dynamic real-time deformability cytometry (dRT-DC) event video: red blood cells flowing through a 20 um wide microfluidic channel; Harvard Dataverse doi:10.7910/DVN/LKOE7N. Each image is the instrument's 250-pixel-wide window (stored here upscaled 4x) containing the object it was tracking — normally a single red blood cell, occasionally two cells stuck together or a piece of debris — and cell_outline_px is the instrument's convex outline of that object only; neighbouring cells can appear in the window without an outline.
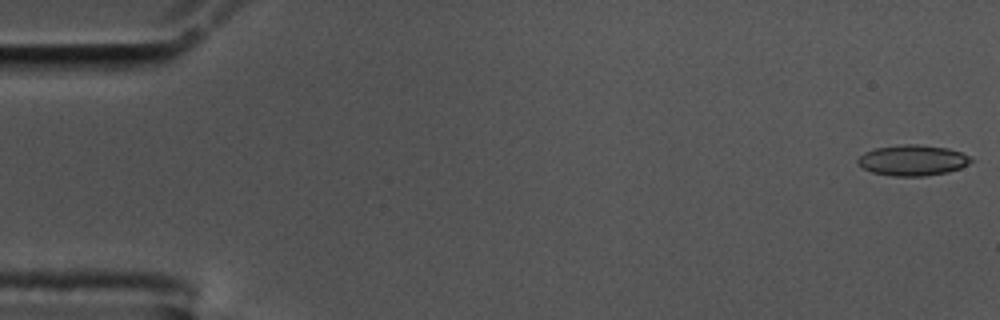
{"species": "common noctule bat (a hibernating species)", "species_latin": "Nyctalus noctula", "temperature_condition": "cold", "stored_images_in_passage": 57, "camera_frame_rate_fps": 3000, "um_per_image_px": 0.085, "animal": {"sex": "male", "body_mass_g": 17.5, "forearm_length_mm": 52.3}, "frame": {"image": 1, "passage_image": 1, "time_ms": 0.0, "image_size_px": [1000, 320], "cell_outline_px": [[972, 160], [968, 164], [960, 168], [948, 172], [924, 176], [892, 176], [872, 172], [864, 168], [856, 160], [864, 152], [876, 148], [900, 144], [916, 144], [948, 148], [960, 152], [968, 156]], "centroid_in_image_um": [77.56, 13.62], "position_along_channel_um": 7.4, "area_um2": 20.11}}
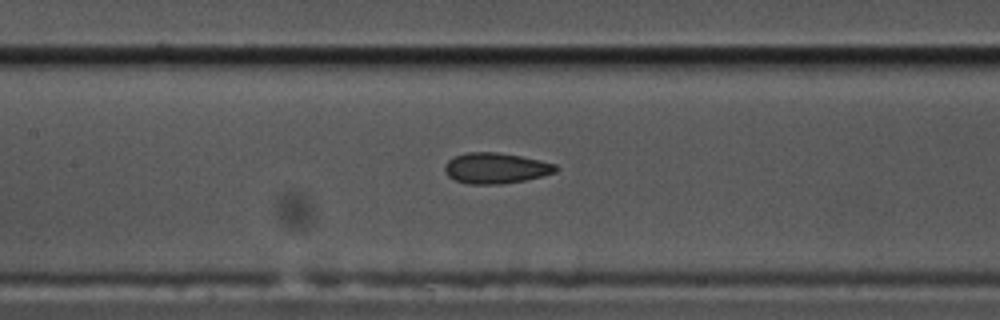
{"frame": {"image": 2, "passage_image": 26, "time_ms": 8.333, "image_size_px": [1000, 320], "cell_outline_px": [[560, 168], [556, 172], [524, 180], [500, 184], [468, 184], [456, 180], [448, 176], [444, 172], [444, 164], [452, 156], [468, 152], [496, 152], [520, 156], [540, 160], [556, 164]], "centroid_in_image_um": [42.11, 14.28], "position_along_channel_um": 165.3, "area_um2": 19.94}}
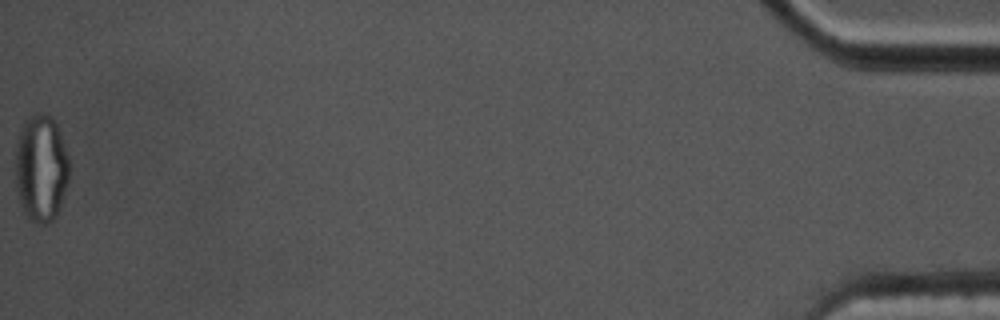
{"frame": {"image": 3, "passage_image": 57, "time_ms": 18.667, "image_size_px": [1000, 320], "cell_outline_px": [[68, 180], [56, 216], [48, 224], [40, 224], [32, 220], [24, 212], [20, 204], [16, 184], [16, 148], [20, 132], [24, 120], [32, 112], [44, 112], [56, 124], [68, 156]], "centroid_in_image_um": [3.47, 14.28], "position_along_channel_um": 431.7, "area_um2": 33.29}, "authors_computed_cell_mechanics": {"area_um2": 19.941, "velocity_mm_per_s": 3.5537, "shape_relaxation_time_tau1_ms": null, "shape_relaxation_time_tau2_ms": 2.3198, "deformation_change_tau1": null, "deformation_change_tau2": 0.0775}}